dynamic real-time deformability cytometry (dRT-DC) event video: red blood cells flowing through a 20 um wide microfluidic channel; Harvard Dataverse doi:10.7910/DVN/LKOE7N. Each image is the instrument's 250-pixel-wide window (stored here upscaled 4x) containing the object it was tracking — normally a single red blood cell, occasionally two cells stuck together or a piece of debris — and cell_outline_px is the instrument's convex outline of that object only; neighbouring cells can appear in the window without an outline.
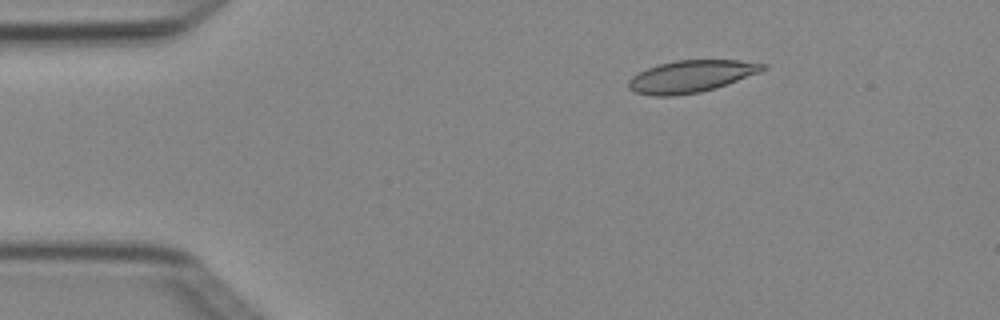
{"species": "Egyptian fruit bat (a non-hibernating species)", "species_latin": "Rousettus aegyptiacus", "temperature_condition": "cold", "stored_images_in_passage": 4, "camera_frame_rate_fps": 3000, "um_per_image_px": 0.085, "animal": {"sex": "female"}, "frame": {"image": 1, "passage_image": 3, "time_ms": 0.667, "image_size_px": [1000, 320], "cell_outline_px": [[768, 68], [760, 72], [728, 84], [716, 88], [700, 92], [676, 96], [652, 96], [636, 92], [628, 88], [628, 80], [632, 76], [648, 68], [660, 64], [676, 60], [740, 60], [768, 64]], "centroid_in_image_um": [58.77, 6.49], "position_along_channel_um": 26.2, "area_um2": 25.2}}